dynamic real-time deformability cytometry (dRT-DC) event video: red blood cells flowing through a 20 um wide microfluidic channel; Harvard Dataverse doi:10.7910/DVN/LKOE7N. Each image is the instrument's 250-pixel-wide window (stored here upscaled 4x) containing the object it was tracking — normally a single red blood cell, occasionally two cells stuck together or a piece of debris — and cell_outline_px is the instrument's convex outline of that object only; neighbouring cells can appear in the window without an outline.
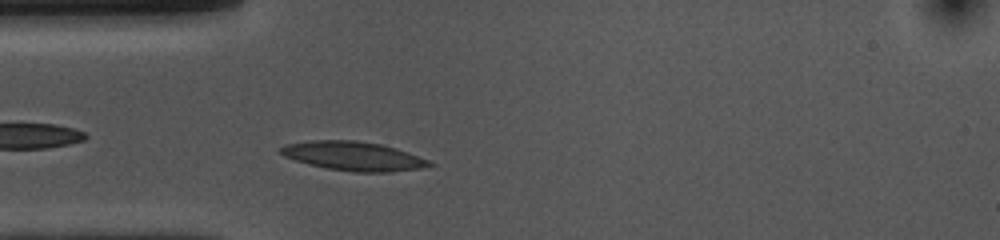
{"species": "common noctule bat (a hibernating species)", "species_latin": "Nyctalus noctula", "temperature_condition": "cold", "stored_images_in_passage": 43, "camera_frame_rate_fps": 3000, "um_per_image_px": 0.085, "animal": {"sex": "female", "body_mass_g": 10.0, "forearm_length_mm": 53.1}, "frame": {"image": 1, "passage_image": 7, "time_ms": 2.0, "image_size_px": [1000, 240], "cell_outline_px": [[436, 164], [420, 168], [392, 172], [352, 172], [328, 168], [296, 160], [284, 156], [280, 152], [280, 148], [288, 144], [312, 140], [356, 140], [380, 144], [408, 152], [428, 160]], "centroid_in_image_um": [30.07, 13.27], "position_along_channel_um": 54.9, "area_um2": 24.8}}
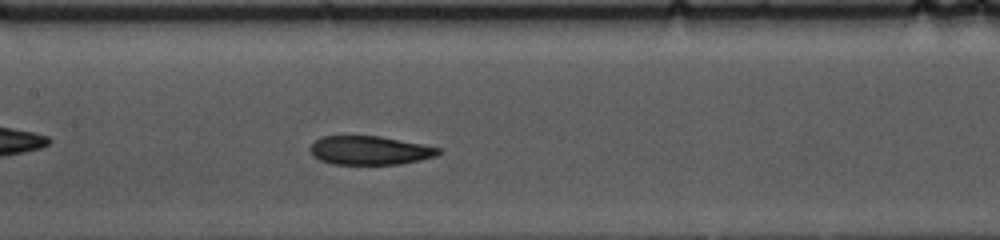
{"frame": {"image": 2, "passage_image": 17, "time_ms": 5.333, "image_size_px": [1000, 240], "cell_outline_px": [[440, 152], [436, 156], [420, 160], [400, 164], [332, 164], [320, 160], [312, 156], [312, 144], [316, 140], [324, 136], [380, 136], [440, 148]], "centroid_in_image_um": [31.43, 12.79], "position_along_channel_um": 176.0, "area_um2": 21.21}}
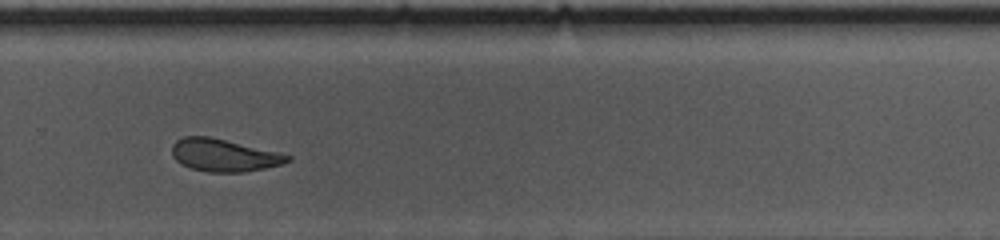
{"frame": {"image": 3, "passage_image": 28, "time_ms": 9.0, "image_size_px": [1000, 240], "cell_outline_px": [[292, 160], [284, 164], [244, 172], [208, 172], [192, 168], [180, 164], [172, 156], [172, 144], [176, 140], [184, 136], [208, 136], [280, 152], [292, 156]], "centroid_in_image_um": [19.05, 13.19], "position_along_channel_um": 310.8, "area_um2": 22.02}, "authors_computed_cell_mechanics": {"area_um2": 22.8888, "velocity_mm_per_s": 3.6912, "shape_relaxation_time_tau1_ms": 6.7999, "shape_relaxation_time_tau2_ms": 6.3568, "deformation_change_tau1": 0.1603, "deformation_change_tau2": 0.1181}}